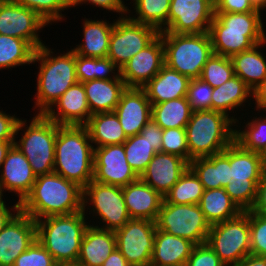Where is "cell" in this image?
Instances as JSON below:
<instances>
[{"label": "cell", "mask_w": 266, "mask_h": 266, "mask_svg": "<svg viewBox=\"0 0 266 266\" xmlns=\"http://www.w3.org/2000/svg\"><path fill=\"white\" fill-rule=\"evenodd\" d=\"M210 1H211L213 4H215L217 0H210Z\"/></svg>", "instance_id": "03108f58"}, {"label": "cell", "mask_w": 266, "mask_h": 266, "mask_svg": "<svg viewBox=\"0 0 266 266\" xmlns=\"http://www.w3.org/2000/svg\"><path fill=\"white\" fill-rule=\"evenodd\" d=\"M193 110L187 97L168 100L152 105L151 119L163 130L169 128H185Z\"/></svg>", "instance_id": "8d00e7d4"}, {"label": "cell", "mask_w": 266, "mask_h": 266, "mask_svg": "<svg viewBox=\"0 0 266 266\" xmlns=\"http://www.w3.org/2000/svg\"><path fill=\"white\" fill-rule=\"evenodd\" d=\"M140 134L146 137L157 152H161L163 129L157 123L150 119Z\"/></svg>", "instance_id": "f5cc1de1"}, {"label": "cell", "mask_w": 266, "mask_h": 266, "mask_svg": "<svg viewBox=\"0 0 266 266\" xmlns=\"http://www.w3.org/2000/svg\"><path fill=\"white\" fill-rule=\"evenodd\" d=\"M204 190L224 188L231 180L230 145L221 153L189 162Z\"/></svg>", "instance_id": "4316f807"}, {"label": "cell", "mask_w": 266, "mask_h": 266, "mask_svg": "<svg viewBox=\"0 0 266 266\" xmlns=\"http://www.w3.org/2000/svg\"><path fill=\"white\" fill-rule=\"evenodd\" d=\"M255 7L266 12V0H251Z\"/></svg>", "instance_id": "94428289"}, {"label": "cell", "mask_w": 266, "mask_h": 266, "mask_svg": "<svg viewBox=\"0 0 266 266\" xmlns=\"http://www.w3.org/2000/svg\"><path fill=\"white\" fill-rule=\"evenodd\" d=\"M186 266H225L208 243L195 245Z\"/></svg>", "instance_id": "c3c4849f"}, {"label": "cell", "mask_w": 266, "mask_h": 266, "mask_svg": "<svg viewBox=\"0 0 266 266\" xmlns=\"http://www.w3.org/2000/svg\"><path fill=\"white\" fill-rule=\"evenodd\" d=\"M3 199L5 198L0 197V232L4 229L11 218L20 210V203L18 201L14 202V204L9 207V204Z\"/></svg>", "instance_id": "11a10c76"}, {"label": "cell", "mask_w": 266, "mask_h": 266, "mask_svg": "<svg viewBox=\"0 0 266 266\" xmlns=\"http://www.w3.org/2000/svg\"><path fill=\"white\" fill-rule=\"evenodd\" d=\"M36 175L24 154L13 145L7 152L0 172V197L4 198L5 192L14 193L21 203L31 192ZM5 190V191H4Z\"/></svg>", "instance_id": "ffe728a7"}, {"label": "cell", "mask_w": 266, "mask_h": 266, "mask_svg": "<svg viewBox=\"0 0 266 266\" xmlns=\"http://www.w3.org/2000/svg\"><path fill=\"white\" fill-rule=\"evenodd\" d=\"M58 125L85 126L91 116L82 82L72 85L44 114Z\"/></svg>", "instance_id": "7402d4cb"}, {"label": "cell", "mask_w": 266, "mask_h": 266, "mask_svg": "<svg viewBox=\"0 0 266 266\" xmlns=\"http://www.w3.org/2000/svg\"><path fill=\"white\" fill-rule=\"evenodd\" d=\"M82 199L81 186L52 172L36 177L31 192L20 203V210L36 221L80 212Z\"/></svg>", "instance_id": "6da1fadb"}, {"label": "cell", "mask_w": 266, "mask_h": 266, "mask_svg": "<svg viewBox=\"0 0 266 266\" xmlns=\"http://www.w3.org/2000/svg\"><path fill=\"white\" fill-rule=\"evenodd\" d=\"M36 240V221L19 210L0 232V266H13Z\"/></svg>", "instance_id": "ac0fdd59"}, {"label": "cell", "mask_w": 266, "mask_h": 266, "mask_svg": "<svg viewBox=\"0 0 266 266\" xmlns=\"http://www.w3.org/2000/svg\"><path fill=\"white\" fill-rule=\"evenodd\" d=\"M252 102L255 108L253 107L251 109L254 111H261L266 107V78L252 89Z\"/></svg>", "instance_id": "9f6ffc18"}, {"label": "cell", "mask_w": 266, "mask_h": 266, "mask_svg": "<svg viewBox=\"0 0 266 266\" xmlns=\"http://www.w3.org/2000/svg\"><path fill=\"white\" fill-rule=\"evenodd\" d=\"M127 137L139 134L151 119L152 105L143 88L127 87L114 110Z\"/></svg>", "instance_id": "44dd1931"}, {"label": "cell", "mask_w": 266, "mask_h": 266, "mask_svg": "<svg viewBox=\"0 0 266 266\" xmlns=\"http://www.w3.org/2000/svg\"><path fill=\"white\" fill-rule=\"evenodd\" d=\"M225 266H236L251 254L249 210L211 225L207 242Z\"/></svg>", "instance_id": "8fae6325"}, {"label": "cell", "mask_w": 266, "mask_h": 266, "mask_svg": "<svg viewBox=\"0 0 266 266\" xmlns=\"http://www.w3.org/2000/svg\"><path fill=\"white\" fill-rule=\"evenodd\" d=\"M233 76H235V73L231 58L213 53L205 63L200 78L215 88L221 86Z\"/></svg>", "instance_id": "b9f144b4"}, {"label": "cell", "mask_w": 266, "mask_h": 266, "mask_svg": "<svg viewBox=\"0 0 266 266\" xmlns=\"http://www.w3.org/2000/svg\"><path fill=\"white\" fill-rule=\"evenodd\" d=\"M263 12L255 7L251 0H217L214 13Z\"/></svg>", "instance_id": "f907efd6"}, {"label": "cell", "mask_w": 266, "mask_h": 266, "mask_svg": "<svg viewBox=\"0 0 266 266\" xmlns=\"http://www.w3.org/2000/svg\"><path fill=\"white\" fill-rule=\"evenodd\" d=\"M93 163L96 182L123 187L139 179L127 162L123 144L95 147Z\"/></svg>", "instance_id": "e0dca14e"}, {"label": "cell", "mask_w": 266, "mask_h": 266, "mask_svg": "<svg viewBox=\"0 0 266 266\" xmlns=\"http://www.w3.org/2000/svg\"><path fill=\"white\" fill-rule=\"evenodd\" d=\"M132 3L134 10H131V6H128L127 9L126 15L129 18L141 24L152 26L158 32L165 31L168 27L171 0H131L130 4Z\"/></svg>", "instance_id": "d590c367"}, {"label": "cell", "mask_w": 266, "mask_h": 266, "mask_svg": "<svg viewBox=\"0 0 266 266\" xmlns=\"http://www.w3.org/2000/svg\"><path fill=\"white\" fill-rule=\"evenodd\" d=\"M123 146L128 164L140 177L157 151L140 133L128 137Z\"/></svg>", "instance_id": "60d3db41"}, {"label": "cell", "mask_w": 266, "mask_h": 266, "mask_svg": "<svg viewBox=\"0 0 266 266\" xmlns=\"http://www.w3.org/2000/svg\"><path fill=\"white\" fill-rule=\"evenodd\" d=\"M250 211L266 216V171L263 172L258 183L256 199Z\"/></svg>", "instance_id": "db71d44e"}, {"label": "cell", "mask_w": 266, "mask_h": 266, "mask_svg": "<svg viewBox=\"0 0 266 266\" xmlns=\"http://www.w3.org/2000/svg\"><path fill=\"white\" fill-rule=\"evenodd\" d=\"M131 219L156 221L164 197L140 178L122 187Z\"/></svg>", "instance_id": "cb8c5ba5"}, {"label": "cell", "mask_w": 266, "mask_h": 266, "mask_svg": "<svg viewBox=\"0 0 266 266\" xmlns=\"http://www.w3.org/2000/svg\"><path fill=\"white\" fill-rule=\"evenodd\" d=\"M194 246L188 239L157 229L150 266H186Z\"/></svg>", "instance_id": "f1b7e54d"}, {"label": "cell", "mask_w": 266, "mask_h": 266, "mask_svg": "<svg viewBox=\"0 0 266 266\" xmlns=\"http://www.w3.org/2000/svg\"><path fill=\"white\" fill-rule=\"evenodd\" d=\"M198 205L210 225L233 219L243 212L224 188L204 190Z\"/></svg>", "instance_id": "e575fe53"}, {"label": "cell", "mask_w": 266, "mask_h": 266, "mask_svg": "<svg viewBox=\"0 0 266 266\" xmlns=\"http://www.w3.org/2000/svg\"><path fill=\"white\" fill-rule=\"evenodd\" d=\"M161 152L180 156L189 163V149L185 128L163 130Z\"/></svg>", "instance_id": "f6af8a7d"}, {"label": "cell", "mask_w": 266, "mask_h": 266, "mask_svg": "<svg viewBox=\"0 0 266 266\" xmlns=\"http://www.w3.org/2000/svg\"><path fill=\"white\" fill-rule=\"evenodd\" d=\"M82 205V211L86 213L87 219H90L88 215L92 217L89 224L102 229L115 231L131 219L120 186L91 180L83 188Z\"/></svg>", "instance_id": "30bf717a"}, {"label": "cell", "mask_w": 266, "mask_h": 266, "mask_svg": "<svg viewBox=\"0 0 266 266\" xmlns=\"http://www.w3.org/2000/svg\"><path fill=\"white\" fill-rule=\"evenodd\" d=\"M266 115V107L261 110Z\"/></svg>", "instance_id": "e7e4bbea"}, {"label": "cell", "mask_w": 266, "mask_h": 266, "mask_svg": "<svg viewBox=\"0 0 266 266\" xmlns=\"http://www.w3.org/2000/svg\"><path fill=\"white\" fill-rule=\"evenodd\" d=\"M214 17L210 0H171L168 27L163 32L205 33Z\"/></svg>", "instance_id": "2e32d148"}, {"label": "cell", "mask_w": 266, "mask_h": 266, "mask_svg": "<svg viewBox=\"0 0 266 266\" xmlns=\"http://www.w3.org/2000/svg\"><path fill=\"white\" fill-rule=\"evenodd\" d=\"M164 65V45L159 34L120 69V77L126 87L142 88Z\"/></svg>", "instance_id": "d6986e66"}, {"label": "cell", "mask_w": 266, "mask_h": 266, "mask_svg": "<svg viewBox=\"0 0 266 266\" xmlns=\"http://www.w3.org/2000/svg\"><path fill=\"white\" fill-rule=\"evenodd\" d=\"M204 188L195 173L188 167L179 180L164 196L173 204H199Z\"/></svg>", "instance_id": "ab89813d"}, {"label": "cell", "mask_w": 266, "mask_h": 266, "mask_svg": "<svg viewBox=\"0 0 266 266\" xmlns=\"http://www.w3.org/2000/svg\"><path fill=\"white\" fill-rule=\"evenodd\" d=\"M156 228L170 235L206 243L211 225L198 204H173L163 201L155 221Z\"/></svg>", "instance_id": "7c38bea8"}, {"label": "cell", "mask_w": 266, "mask_h": 266, "mask_svg": "<svg viewBox=\"0 0 266 266\" xmlns=\"http://www.w3.org/2000/svg\"><path fill=\"white\" fill-rule=\"evenodd\" d=\"M75 64L78 82L121 79L120 69L108 57L93 58L75 54Z\"/></svg>", "instance_id": "f35d334b"}, {"label": "cell", "mask_w": 266, "mask_h": 266, "mask_svg": "<svg viewBox=\"0 0 266 266\" xmlns=\"http://www.w3.org/2000/svg\"><path fill=\"white\" fill-rule=\"evenodd\" d=\"M266 40L231 57L234 73L251 89L266 78Z\"/></svg>", "instance_id": "1f68e13d"}, {"label": "cell", "mask_w": 266, "mask_h": 266, "mask_svg": "<svg viewBox=\"0 0 266 266\" xmlns=\"http://www.w3.org/2000/svg\"><path fill=\"white\" fill-rule=\"evenodd\" d=\"M158 35L159 32L154 27L133 21L127 15L117 17L111 32L107 57L121 69Z\"/></svg>", "instance_id": "4fadbf2b"}, {"label": "cell", "mask_w": 266, "mask_h": 266, "mask_svg": "<svg viewBox=\"0 0 266 266\" xmlns=\"http://www.w3.org/2000/svg\"><path fill=\"white\" fill-rule=\"evenodd\" d=\"M91 115L114 112L122 92L127 88L122 79H94L83 82Z\"/></svg>", "instance_id": "4dcf8cb0"}, {"label": "cell", "mask_w": 266, "mask_h": 266, "mask_svg": "<svg viewBox=\"0 0 266 266\" xmlns=\"http://www.w3.org/2000/svg\"><path fill=\"white\" fill-rule=\"evenodd\" d=\"M236 266H266V257L249 254Z\"/></svg>", "instance_id": "680465c9"}, {"label": "cell", "mask_w": 266, "mask_h": 266, "mask_svg": "<svg viewBox=\"0 0 266 266\" xmlns=\"http://www.w3.org/2000/svg\"><path fill=\"white\" fill-rule=\"evenodd\" d=\"M185 130L189 162L221 153L235 140V122L214 110L193 111Z\"/></svg>", "instance_id": "8992f818"}, {"label": "cell", "mask_w": 266, "mask_h": 266, "mask_svg": "<svg viewBox=\"0 0 266 266\" xmlns=\"http://www.w3.org/2000/svg\"><path fill=\"white\" fill-rule=\"evenodd\" d=\"M263 12L214 13L209 27L213 53L232 57L266 40ZM263 19V20H262Z\"/></svg>", "instance_id": "3957f363"}, {"label": "cell", "mask_w": 266, "mask_h": 266, "mask_svg": "<svg viewBox=\"0 0 266 266\" xmlns=\"http://www.w3.org/2000/svg\"><path fill=\"white\" fill-rule=\"evenodd\" d=\"M26 121L28 120L24 118L19 120L14 145L29 161L36 177L54 172L58 124L49 120L44 114H34L31 122L28 121L29 124ZM18 134H20L19 140Z\"/></svg>", "instance_id": "52a82bcc"}, {"label": "cell", "mask_w": 266, "mask_h": 266, "mask_svg": "<svg viewBox=\"0 0 266 266\" xmlns=\"http://www.w3.org/2000/svg\"><path fill=\"white\" fill-rule=\"evenodd\" d=\"M35 50L26 40L0 34V71L30 66Z\"/></svg>", "instance_id": "74e56055"}, {"label": "cell", "mask_w": 266, "mask_h": 266, "mask_svg": "<svg viewBox=\"0 0 266 266\" xmlns=\"http://www.w3.org/2000/svg\"><path fill=\"white\" fill-rule=\"evenodd\" d=\"M244 114L248 115L243 112L235 123V141L244 149L263 155L266 152V115L262 111L253 112L245 121ZM239 120H244V125Z\"/></svg>", "instance_id": "836d02e7"}, {"label": "cell", "mask_w": 266, "mask_h": 266, "mask_svg": "<svg viewBox=\"0 0 266 266\" xmlns=\"http://www.w3.org/2000/svg\"><path fill=\"white\" fill-rule=\"evenodd\" d=\"M156 230L155 221L130 219L114 231L116 248L131 266H150Z\"/></svg>", "instance_id": "5bb4252c"}, {"label": "cell", "mask_w": 266, "mask_h": 266, "mask_svg": "<svg viewBox=\"0 0 266 266\" xmlns=\"http://www.w3.org/2000/svg\"><path fill=\"white\" fill-rule=\"evenodd\" d=\"M188 167L180 156L157 152L139 178L164 197Z\"/></svg>", "instance_id": "603a6c76"}, {"label": "cell", "mask_w": 266, "mask_h": 266, "mask_svg": "<svg viewBox=\"0 0 266 266\" xmlns=\"http://www.w3.org/2000/svg\"><path fill=\"white\" fill-rule=\"evenodd\" d=\"M56 264L51 254L36 239L17 257L13 266H56Z\"/></svg>", "instance_id": "7dc6e473"}, {"label": "cell", "mask_w": 266, "mask_h": 266, "mask_svg": "<svg viewBox=\"0 0 266 266\" xmlns=\"http://www.w3.org/2000/svg\"><path fill=\"white\" fill-rule=\"evenodd\" d=\"M49 26L45 20L30 8L19 5L13 0H0L1 35L26 40L37 50L46 44L39 33L43 31L44 27Z\"/></svg>", "instance_id": "9a60e30c"}, {"label": "cell", "mask_w": 266, "mask_h": 266, "mask_svg": "<svg viewBox=\"0 0 266 266\" xmlns=\"http://www.w3.org/2000/svg\"><path fill=\"white\" fill-rule=\"evenodd\" d=\"M251 254L266 257V216L249 210Z\"/></svg>", "instance_id": "bcb514c9"}, {"label": "cell", "mask_w": 266, "mask_h": 266, "mask_svg": "<svg viewBox=\"0 0 266 266\" xmlns=\"http://www.w3.org/2000/svg\"><path fill=\"white\" fill-rule=\"evenodd\" d=\"M115 248L114 231L89 224L82 239L77 263L81 266H102Z\"/></svg>", "instance_id": "83f0119b"}, {"label": "cell", "mask_w": 266, "mask_h": 266, "mask_svg": "<svg viewBox=\"0 0 266 266\" xmlns=\"http://www.w3.org/2000/svg\"><path fill=\"white\" fill-rule=\"evenodd\" d=\"M56 266H81L77 262L76 263H58Z\"/></svg>", "instance_id": "6125c7cd"}, {"label": "cell", "mask_w": 266, "mask_h": 266, "mask_svg": "<svg viewBox=\"0 0 266 266\" xmlns=\"http://www.w3.org/2000/svg\"><path fill=\"white\" fill-rule=\"evenodd\" d=\"M19 5L35 11L49 25L62 22L69 8V0H13ZM65 15V16H64Z\"/></svg>", "instance_id": "7bdbcfd3"}, {"label": "cell", "mask_w": 266, "mask_h": 266, "mask_svg": "<svg viewBox=\"0 0 266 266\" xmlns=\"http://www.w3.org/2000/svg\"><path fill=\"white\" fill-rule=\"evenodd\" d=\"M14 145V141H0V172L2 164L6 158L7 152Z\"/></svg>", "instance_id": "91938a15"}, {"label": "cell", "mask_w": 266, "mask_h": 266, "mask_svg": "<svg viewBox=\"0 0 266 266\" xmlns=\"http://www.w3.org/2000/svg\"><path fill=\"white\" fill-rule=\"evenodd\" d=\"M89 4L92 5L93 8L95 6L100 8L102 11L106 10L108 13H117L119 14V17L126 16L127 14V2L125 4L124 0H69V8H74L80 5Z\"/></svg>", "instance_id": "681fc988"}, {"label": "cell", "mask_w": 266, "mask_h": 266, "mask_svg": "<svg viewBox=\"0 0 266 266\" xmlns=\"http://www.w3.org/2000/svg\"><path fill=\"white\" fill-rule=\"evenodd\" d=\"M159 34L164 45L165 65L189 79L200 78L205 63L213 54L209 33Z\"/></svg>", "instance_id": "ba28073f"}, {"label": "cell", "mask_w": 266, "mask_h": 266, "mask_svg": "<svg viewBox=\"0 0 266 266\" xmlns=\"http://www.w3.org/2000/svg\"><path fill=\"white\" fill-rule=\"evenodd\" d=\"M53 50L45 44L35 50L33 56L32 64L38 62L39 69L36 74L37 92H34L33 114H45L67 89L78 82L75 53L71 49L64 53Z\"/></svg>", "instance_id": "7a4b0ae2"}, {"label": "cell", "mask_w": 266, "mask_h": 266, "mask_svg": "<svg viewBox=\"0 0 266 266\" xmlns=\"http://www.w3.org/2000/svg\"><path fill=\"white\" fill-rule=\"evenodd\" d=\"M15 115L0 108V141H15L17 124L21 119Z\"/></svg>", "instance_id": "816d5d0a"}, {"label": "cell", "mask_w": 266, "mask_h": 266, "mask_svg": "<svg viewBox=\"0 0 266 266\" xmlns=\"http://www.w3.org/2000/svg\"><path fill=\"white\" fill-rule=\"evenodd\" d=\"M102 266H131L121 252L115 248Z\"/></svg>", "instance_id": "6f0895ef"}, {"label": "cell", "mask_w": 266, "mask_h": 266, "mask_svg": "<svg viewBox=\"0 0 266 266\" xmlns=\"http://www.w3.org/2000/svg\"><path fill=\"white\" fill-rule=\"evenodd\" d=\"M87 220L83 211L41 218L36 220V239L57 264L76 263Z\"/></svg>", "instance_id": "5b68a950"}, {"label": "cell", "mask_w": 266, "mask_h": 266, "mask_svg": "<svg viewBox=\"0 0 266 266\" xmlns=\"http://www.w3.org/2000/svg\"><path fill=\"white\" fill-rule=\"evenodd\" d=\"M94 147L86 126L58 125L54 172L84 188L93 180Z\"/></svg>", "instance_id": "277c9868"}, {"label": "cell", "mask_w": 266, "mask_h": 266, "mask_svg": "<svg viewBox=\"0 0 266 266\" xmlns=\"http://www.w3.org/2000/svg\"><path fill=\"white\" fill-rule=\"evenodd\" d=\"M251 98L252 89L235 75L221 86L213 88L211 110L225 114L236 123L238 121L236 112L239 108L245 111L244 108L247 106L253 107Z\"/></svg>", "instance_id": "d4e9b609"}, {"label": "cell", "mask_w": 266, "mask_h": 266, "mask_svg": "<svg viewBox=\"0 0 266 266\" xmlns=\"http://www.w3.org/2000/svg\"><path fill=\"white\" fill-rule=\"evenodd\" d=\"M213 87L201 78L190 79L187 100L193 111L211 110Z\"/></svg>", "instance_id": "ee69618b"}, {"label": "cell", "mask_w": 266, "mask_h": 266, "mask_svg": "<svg viewBox=\"0 0 266 266\" xmlns=\"http://www.w3.org/2000/svg\"><path fill=\"white\" fill-rule=\"evenodd\" d=\"M85 126L94 148L123 144L128 139L115 112L93 114Z\"/></svg>", "instance_id": "d6a6232c"}, {"label": "cell", "mask_w": 266, "mask_h": 266, "mask_svg": "<svg viewBox=\"0 0 266 266\" xmlns=\"http://www.w3.org/2000/svg\"><path fill=\"white\" fill-rule=\"evenodd\" d=\"M190 79L164 65L145 86L147 97L151 103L158 104L168 100L187 96Z\"/></svg>", "instance_id": "f546056e"}, {"label": "cell", "mask_w": 266, "mask_h": 266, "mask_svg": "<svg viewBox=\"0 0 266 266\" xmlns=\"http://www.w3.org/2000/svg\"><path fill=\"white\" fill-rule=\"evenodd\" d=\"M230 166L232 178L224 189L243 212L248 211L264 172L263 155L244 149L234 140L230 144Z\"/></svg>", "instance_id": "9c48e42d"}, {"label": "cell", "mask_w": 266, "mask_h": 266, "mask_svg": "<svg viewBox=\"0 0 266 266\" xmlns=\"http://www.w3.org/2000/svg\"><path fill=\"white\" fill-rule=\"evenodd\" d=\"M82 18V41L71 47V50L83 57L105 58L108 55L111 32L116 19L112 22L103 20Z\"/></svg>", "instance_id": "484cf974"}, {"label": "cell", "mask_w": 266, "mask_h": 266, "mask_svg": "<svg viewBox=\"0 0 266 266\" xmlns=\"http://www.w3.org/2000/svg\"><path fill=\"white\" fill-rule=\"evenodd\" d=\"M263 167L264 171H266V152L263 154Z\"/></svg>", "instance_id": "be15d7a7"}]
</instances>
